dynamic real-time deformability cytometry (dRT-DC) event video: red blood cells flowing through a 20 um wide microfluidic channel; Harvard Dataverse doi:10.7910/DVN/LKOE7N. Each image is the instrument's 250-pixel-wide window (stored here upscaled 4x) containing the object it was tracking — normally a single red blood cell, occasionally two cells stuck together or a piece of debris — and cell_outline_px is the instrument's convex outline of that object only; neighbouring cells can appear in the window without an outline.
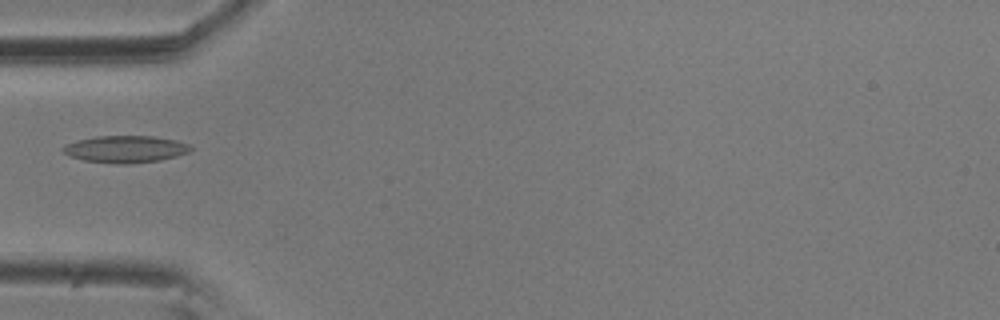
{"species": "common noctule bat (a hibernating species)", "species_latin": "Nyctalus noctula", "temperature_condition": "room temperature", "stored_images_in_passage": 5, "camera_frame_rate_fps": 3000, "um_per_image_px": 0.085, "animal": {"sex": "male", "body_mass_g": 20.5, "forearm_length_mm": 52.5}, "frame": {"image": 1, "passage_image": 5, "time_ms": 1.333, "image_size_px": [1000, 320], "cell_outline_px": [[192, 148], [188, 152], [176, 156], [160, 160], [128, 164], [120, 164], [84, 160], [72, 156], [64, 152], [60, 148], [64, 144], [76, 140], [96, 136], [152, 136], [176, 140], [192, 144]], "centroid_in_image_um": [10.67, 12.66], "position_along_channel_um": 74.3, "area_um2": 20.11}}